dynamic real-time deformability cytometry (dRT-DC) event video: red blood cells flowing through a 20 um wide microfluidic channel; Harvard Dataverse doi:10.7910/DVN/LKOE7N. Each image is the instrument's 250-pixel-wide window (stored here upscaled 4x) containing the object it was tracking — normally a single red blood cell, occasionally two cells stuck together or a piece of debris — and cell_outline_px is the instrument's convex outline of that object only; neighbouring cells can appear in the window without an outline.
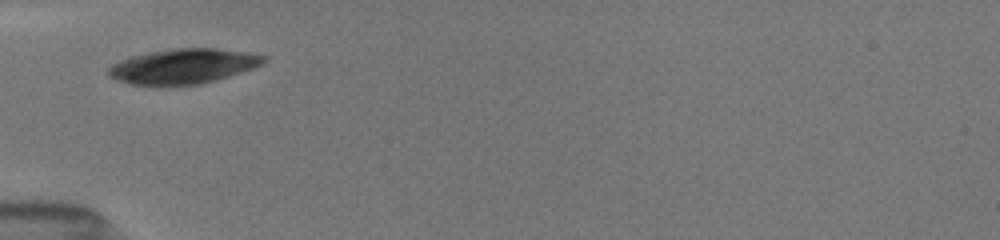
{"species": "common noctule bat (a hibernating species)", "species_latin": "Nyctalus noctula", "temperature_condition": "room temperature", "stored_images_in_passage": 45, "camera_frame_rate_fps": 3000, "um_per_image_px": 0.085, "animal": {"sex": "female", "body_mass_g": 19.5, "forearm_length_mm": 54.1}, "frame": {"image": 1, "passage_image": 1, "time_ms": 0.0, "image_size_px": [1000, 240], "cell_outline_px": [[268, 60], [252, 68], [216, 80], [200, 84], [156, 88], [132, 84], [116, 80], [108, 76], [108, 68], [112, 64], [120, 60], [132, 56], [148, 52], [176, 48], [212, 48], [248, 52], [268, 56]], "centroid_in_image_um": [15.53, 5.66], "position_along_channel_um": 69.5, "area_um2": 32.19}}
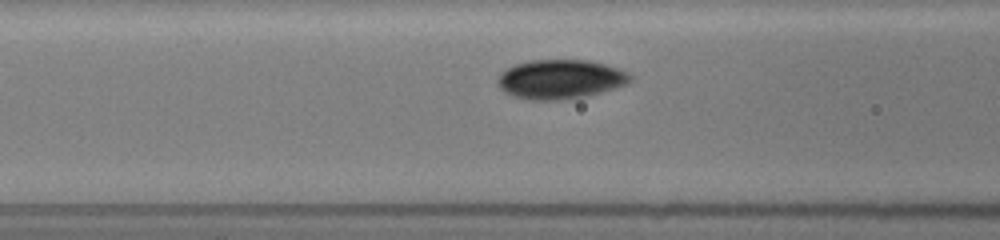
{"frame": {"image": 2, "passage_image": 8, "time_ms": 1.333, "image_size_px": [1000, 240], "cell_outline_px": [[632, 80], [628, 84], [616, 88], [584, 96], [560, 100], [532, 100], [512, 96], [504, 92], [496, 84], [496, 80], [508, 68], [516, 64], [532, 60], [588, 60], [604, 64], [628, 72], [632, 76]], "centroid_in_image_um": [47.63, 6.74], "position_along_channel_um": 119.0, "area_um2": 30.23}}
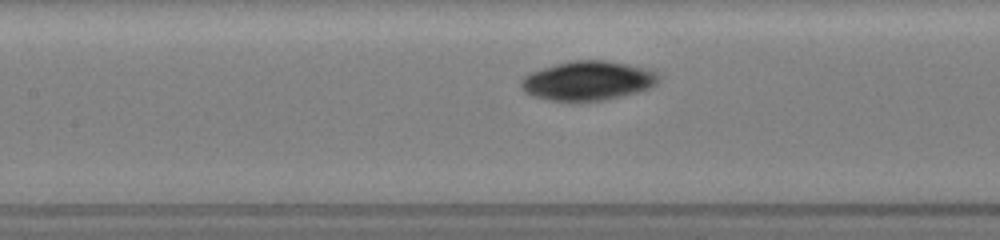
{"frame": {"image": 3, "passage_image": 14, "time_ms": 2.333, "image_size_px": [1000, 240], "cell_outline_px": [[660, 76], [656, 84], [648, 88], [636, 92], [604, 100], [552, 100], [532, 96], [524, 92], [520, 88], [520, 80], [524, 76], [532, 72], [556, 64], [572, 60], [604, 60], [644, 68], [656, 72]], "centroid_in_image_um": [49.93, 6.85], "position_along_channel_um": 157.5, "area_um2": 30.98}}